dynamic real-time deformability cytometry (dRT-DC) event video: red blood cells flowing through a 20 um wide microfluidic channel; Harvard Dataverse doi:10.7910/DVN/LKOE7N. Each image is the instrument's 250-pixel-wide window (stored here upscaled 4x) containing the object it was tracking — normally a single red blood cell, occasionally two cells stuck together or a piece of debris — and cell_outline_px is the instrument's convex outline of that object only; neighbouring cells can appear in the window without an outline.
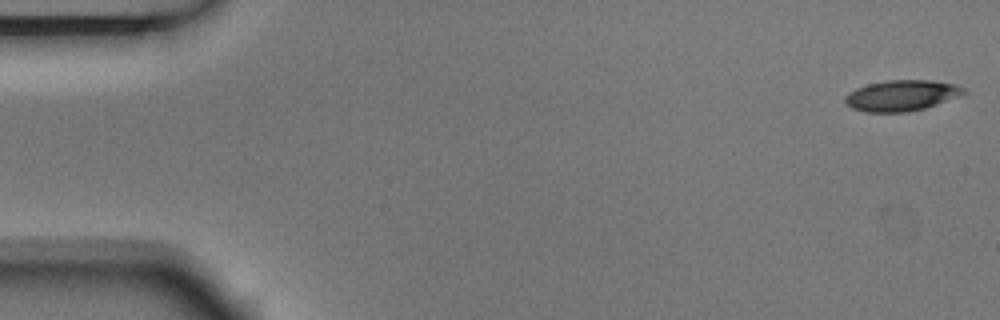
{"species": "Egyptian fruit bat (a non-hibernating species)", "species_latin": "Rousettus aegyptiacus", "temperature_condition": "room temperature", "stored_images_in_passage": 5, "camera_frame_rate_fps": 3000, "um_per_image_px": 0.085, "animal": {"sex": "male"}, "frame": {"image": 1, "passage_image": 1, "time_ms": 0.0, "image_size_px": [1000, 320], "cell_outline_px": [[968, 92], [936, 104], [924, 108], [908, 112], [864, 112], [852, 108], [844, 100], [844, 96], [848, 92], [856, 88], [868, 84], [888, 80], [932, 80], [956, 84], [964, 88]], "centroid_in_image_um": [76.61, 8.11], "position_along_channel_um": 8.4, "area_um2": 21.27}}